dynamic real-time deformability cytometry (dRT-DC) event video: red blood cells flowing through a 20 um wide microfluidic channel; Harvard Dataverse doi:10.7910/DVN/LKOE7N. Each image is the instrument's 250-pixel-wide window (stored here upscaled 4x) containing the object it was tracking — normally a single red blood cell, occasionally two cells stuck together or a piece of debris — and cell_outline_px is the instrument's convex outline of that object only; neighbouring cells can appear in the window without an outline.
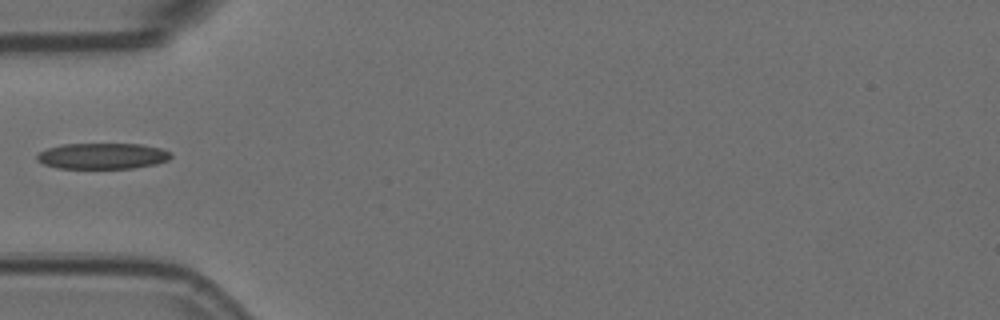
{"species": "Egyptian fruit bat (a non-hibernating species)", "species_latin": "Rousettus aegyptiacus", "temperature_condition": "room temperature", "stored_images_in_passage": 6, "camera_frame_rate_fps": 3000, "um_per_image_px": 0.085, "animal": {"sex": "female"}, "frame": {"image": 1, "passage_image": 3, "time_ms": 0.667, "image_size_px": [1000, 320], "cell_outline_px": [[172, 156], [168, 160], [156, 164], [132, 168], [60, 168], [44, 164], [36, 160], [36, 156], [40, 152], [48, 148], [60, 144], [140, 144], [160, 148], [172, 152]], "centroid_in_image_um": [8.72, 13.25], "position_along_channel_um": 76.3, "area_um2": 20.23}}
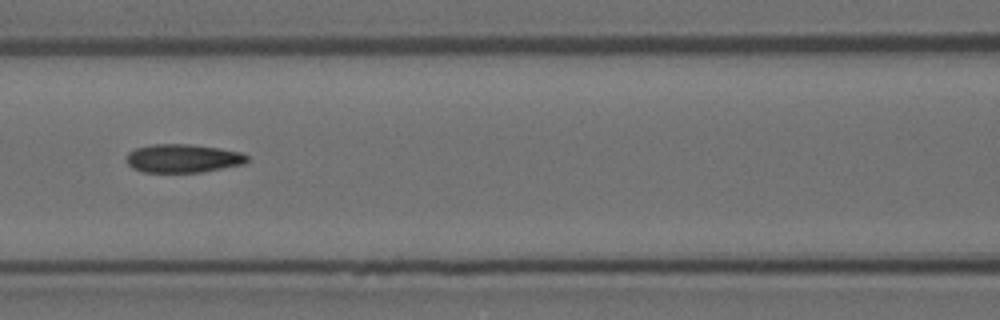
{"frame": {"image": 2, "passage_image": 5, "time_ms": 1.333, "image_size_px": [1000, 320], "cell_outline_px": [[248, 160], [244, 164], [200, 172], [144, 172], [132, 168], [128, 164], [128, 152], [136, 148], [152, 144], [188, 144], [220, 148], [240, 152], [248, 156]], "centroid_in_image_um": [15.55, 13.46], "position_along_channel_um": 151.0, "area_um2": 19.88}}
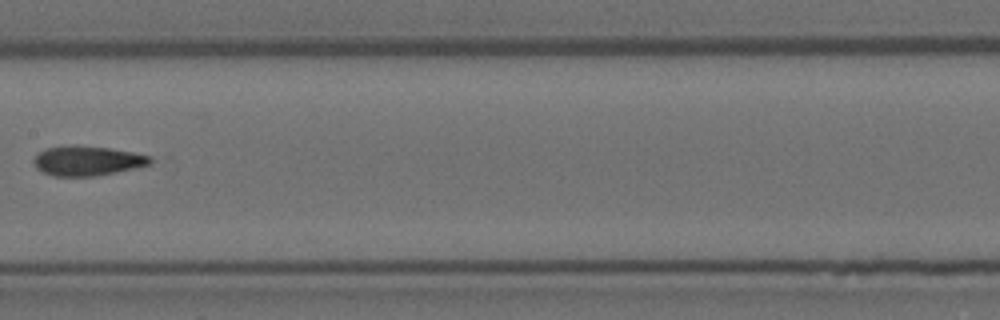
{"frame": {"image": 3, "passage_image": 6, "time_ms": 1.667, "image_size_px": [1000, 320], "cell_outline_px": [[152, 164], [136, 168], [96, 176], [56, 176], [44, 172], [36, 168], [32, 160], [44, 148], [108, 148], [132, 152], [152, 156]], "centroid_in_image_um": [7.48, 13.71], "position_along_channel_um": 199.9, "area_um2": 19.36}}